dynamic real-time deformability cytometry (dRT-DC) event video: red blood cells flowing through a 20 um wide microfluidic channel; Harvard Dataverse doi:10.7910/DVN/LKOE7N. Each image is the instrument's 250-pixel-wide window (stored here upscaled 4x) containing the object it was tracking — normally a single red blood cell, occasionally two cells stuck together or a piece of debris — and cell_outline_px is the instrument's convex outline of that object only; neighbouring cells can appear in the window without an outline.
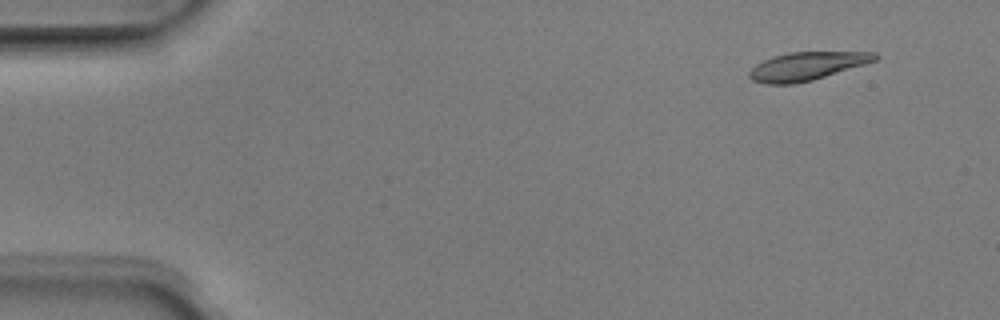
{"species": "Egyptian fruit bat (a non-hibernating species)", "species_latin": "Rousettus aegyptiacus", "temperature_condition": "room temperature", "stored_images_in_passage": 4, "camera_frame_rate_fps": 3000, "um_per_image_px": 0.085, "animal": {"sex": "male"}, "frame": {"image": 1, "passage_image": 1, "time_ms": 0.0, "image_size_px": [1000, 320], "cell_outline_px": [[880, 56], [876, 60], [864, 64], [812, 80], [792, 84], [764, 84], [752, 80], [748, 76], [748, 72], [756, 64], [764, 60], [776, 56], [792, 52], [876, 52]], "centroid_in_image_um": [68.57, 5.62], "position_along_channel_um": 16.4, "area_um2": 20.4}}
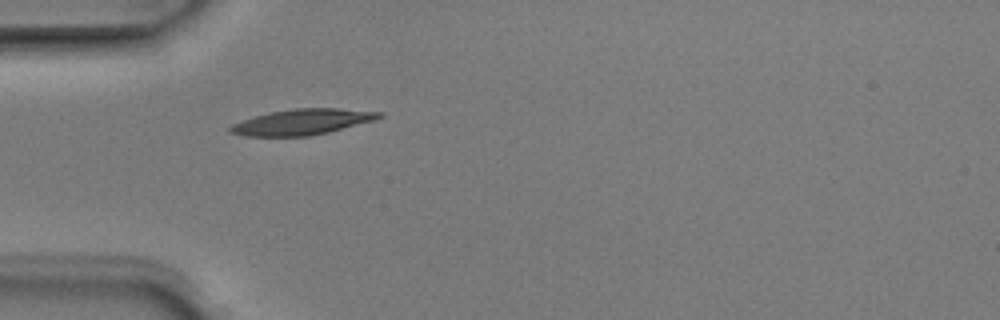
{"frame": {"image": 2, "passage_image": 4, "time_ms": 1.0, "image_size_px": [1000, 320], "cell_outline_px": [[384, 116], [372, 120], [328, 132], [308, 136], [244, 136], [228, 132], [228, 128], [232, 124], [256, 116], [272, 112], [296, 108], [336, 108], [384, 112]], "centroid_in_image_um": [25.67, 10.36], "position_along_channel_um": 59.3, "area_um2": 21.96}}